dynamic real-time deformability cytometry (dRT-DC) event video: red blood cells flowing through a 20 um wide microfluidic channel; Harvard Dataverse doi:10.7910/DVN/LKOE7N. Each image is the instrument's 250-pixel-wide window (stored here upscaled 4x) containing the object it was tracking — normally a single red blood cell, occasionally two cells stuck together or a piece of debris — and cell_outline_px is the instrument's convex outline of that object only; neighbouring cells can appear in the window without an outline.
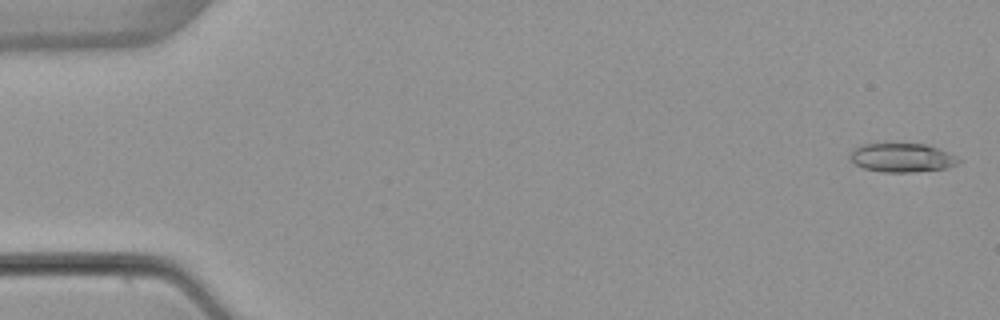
{"species": "common noctule bat (a hibernating species)", "species_latin": "Nyctalus noctula", "temperature_condition": "warm", "stored_images_in_passage": 7, "camera_frame_rate_fps": 3000, "um_per_image_px": 0.085, "animal": {"sex": "female", "body_mass_g": 22.7, "forearm_length_mm": 54.2}, "frame": {"image": 1, "passage_image": 1, "time_ms": 0.0, "image_size_px": [1000, 320], "cell_outline_px": [[960, 160], [956, 164], [948, 168], [912, 172], [884, 172], [864, 168], [848, 160], [848, 156], [852, 148], [860, 144], [924, 144], [948, 152], [956, 156]], "centroid_in_image_um": [76.61, 13.4], "position_along_channel_um": 8.4, "area_um2": 18.26}}
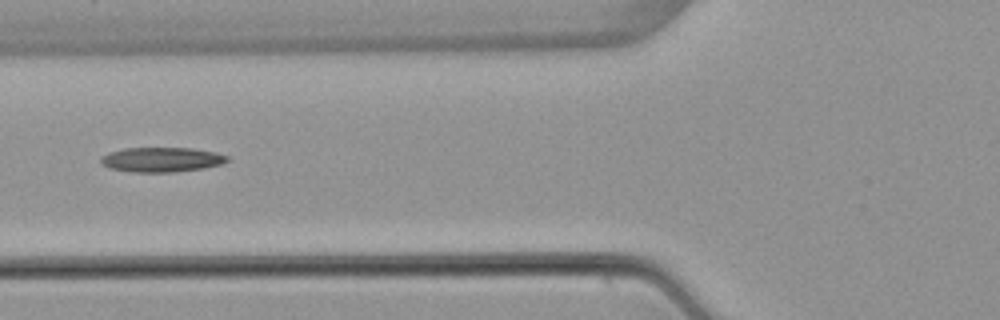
{"frame": {"image": 2, "passage_image": 6, "time_ms": 6.333, "image_size_px": [1000, 320], "cell_outline_px": [[228, 160], [220, 164], [204, 168], [172, 172], [132, 172], [108, 168], [100, 164], [100, 156], [108, 152], [124, 148], [192, 148], [216, 152], [228, 156]], "centroid_in_image_um": [13.67, 13.56], "position_along_channel_um": 112.1, "area_um2": 18.32}}
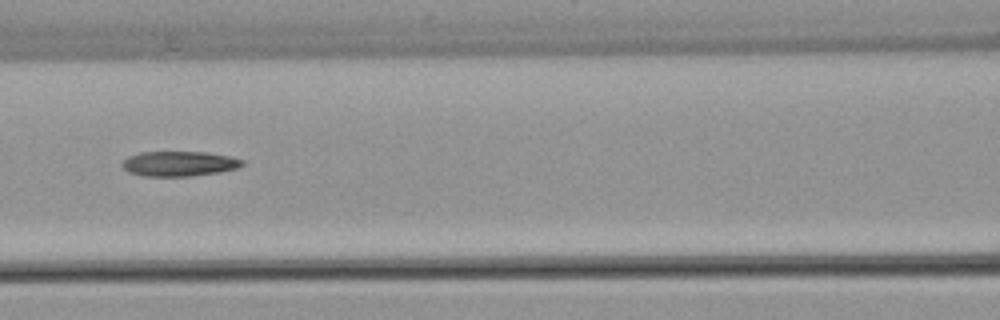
{"frame": {"image": 3, "passage_image": 7, "time_ms": 7.333, "image_size_px": [1000, 320], "cell_outline_px": [[244, 164], [236, 168], [220, 172], [192, 176], [140, 176], [128, 172], [120, 164], [128, 156], [140, 152], [208, 152], [228, 156], [244, 160]], "centroid_in_image_um": [15.2, 13.91], "position_along_channel_um": 151.4, "area_um2": 17.57}}